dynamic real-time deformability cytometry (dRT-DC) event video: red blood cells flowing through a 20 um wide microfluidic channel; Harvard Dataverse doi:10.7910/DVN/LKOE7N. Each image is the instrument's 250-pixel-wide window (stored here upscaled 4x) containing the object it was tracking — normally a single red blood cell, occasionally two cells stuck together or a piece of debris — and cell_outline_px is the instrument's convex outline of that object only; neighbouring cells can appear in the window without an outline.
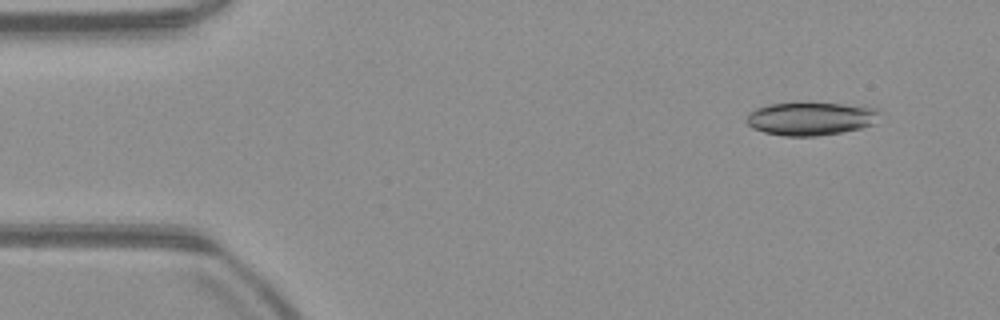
{"species": "common noctule bat (a hibernating species)", "species_latin": "Nyctalus noctula", "temperature_condition": "warm", "stored_images_in_passage": 51, "camera_frame_rate_fps": 3000, "um_per_image_px": 0.085, "animal": {"sex": "male", "body_mass_g": 23.1, "forearm_length_mm": 52.7}, "frame": {"image": 1, "passage_image": 4, "time_ms": 1.0, "image_size_px": [1000, 320], "cell_outline_px": [[880, 112], [872, 124], [860, 128], [840, 132], [816, 136], [784, 136], [764, 132], [752, 128], [744, 120], [748, 112], [756, 108], [768, 104], [840, 104], [876, 108]], "centroid_in_image_um": [68.83, 10.1], "position_along_channel_um": 16.2, "area_um2": 25.26}}
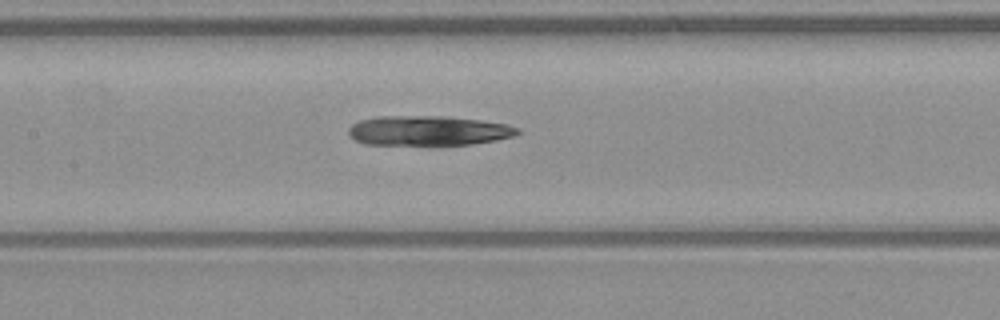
{"frame": {"image": 2, "passage_image": 23, "time_ms": 7.333, "image_size_px": [1000, 320], "cell_outline_px": [[520, 132], [512, 136], [496, 140], [472, 144], [440, 148], [432, 148], [364, 144], [348, 136], [348, 128], [352, 124], [360, 120], [376, 116], [448, 116], [480, 120], [504, 124], [520, 128]], "centroid_in_image_um": [36.35, 11.16], "position_along_channel_um": 171.0, "area_um2": 30.87}}
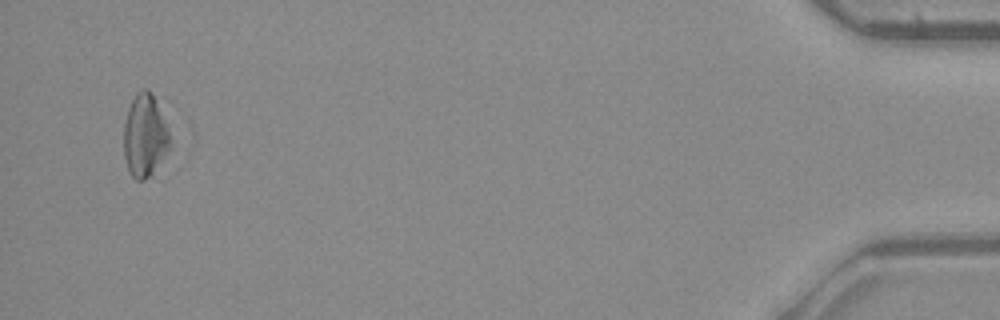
{"frame": {"image": 3, "passage_image": 49, "time_ms": 16.0, "image_size_px": [1000, 320], "cell_outline_px": [[176, 144], [168, 180], [136, 180], [132, 176], [128, 168], [124, 156], [124, 124], [128, 108], [136, 92], [140, 88], [148, 88], [160, 100]], "centroid_in_image_um": [12.58, 11.76], "position_along_channel_um": 422.6, "area_um2": 26.7}}